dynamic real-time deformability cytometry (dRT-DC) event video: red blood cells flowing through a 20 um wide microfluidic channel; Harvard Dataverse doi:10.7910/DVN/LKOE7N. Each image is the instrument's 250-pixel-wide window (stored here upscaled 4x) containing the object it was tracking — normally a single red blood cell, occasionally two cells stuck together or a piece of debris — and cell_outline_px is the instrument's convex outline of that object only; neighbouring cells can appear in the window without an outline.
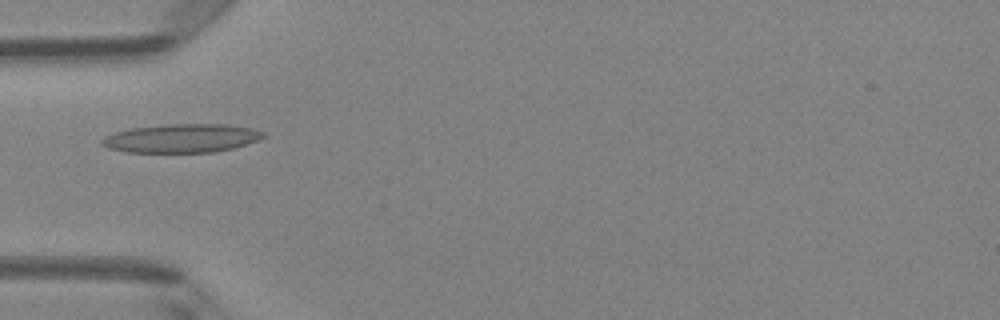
{"species": "Egyptian fruit bat (a non-hibernating species)", "species_latin": "Rousettus aegyptiacus", "temperature_condition": "room temperature", "stored_images_in_passage": 3, "camera_frame_rate_fps": 3000, "um_per_image_px": 0.085, "animal": {"sex": "female"}, "frame": {"image": 1, "passage_image": 2, "time_ms": 1.333, "image_size_px": [1000, 320], "cell_outline_px": [[268, 136], [232, 148], [212, 152], [128, 152], [108, 148], [100, 144], [100, 140], [104, 136], [116, 132], [132, 128], [168, 124], [228, 124], [252, 128], [264, 132]], "centroid_in_image_um": [15.43, 11.74], "position_along_channel_um": 69.6, "area_um2": 26.82}}
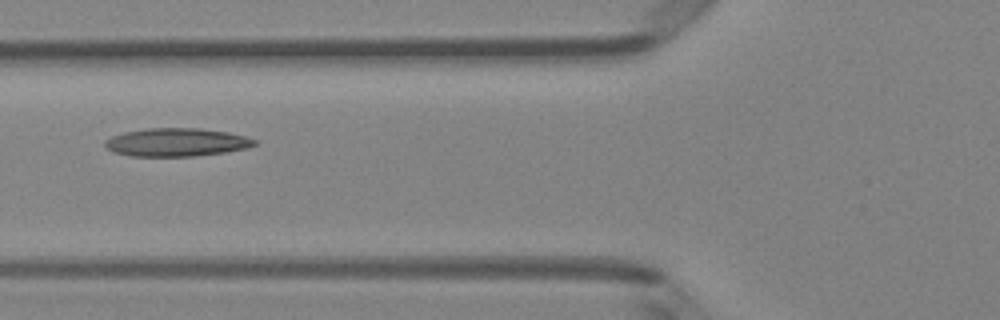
{"frame": {"image": 2, "passage_image": 3, "time_ms": 2.333, "image_size_px": [1000, 320], "cell_outline_px": [[256, 144], [248, 148], [224, 152], [192, 156], [132, 156], [112, 152], [104, 144], [104, 140], [112, 136], [124, 132], [148, 128], [200, 128], [228, 132], [244, 136], [256, 140]], "centroid_in_image_um": [14.99, 12.09], "position_along_channel_um": 110.8, "area_um2": 24.51}}